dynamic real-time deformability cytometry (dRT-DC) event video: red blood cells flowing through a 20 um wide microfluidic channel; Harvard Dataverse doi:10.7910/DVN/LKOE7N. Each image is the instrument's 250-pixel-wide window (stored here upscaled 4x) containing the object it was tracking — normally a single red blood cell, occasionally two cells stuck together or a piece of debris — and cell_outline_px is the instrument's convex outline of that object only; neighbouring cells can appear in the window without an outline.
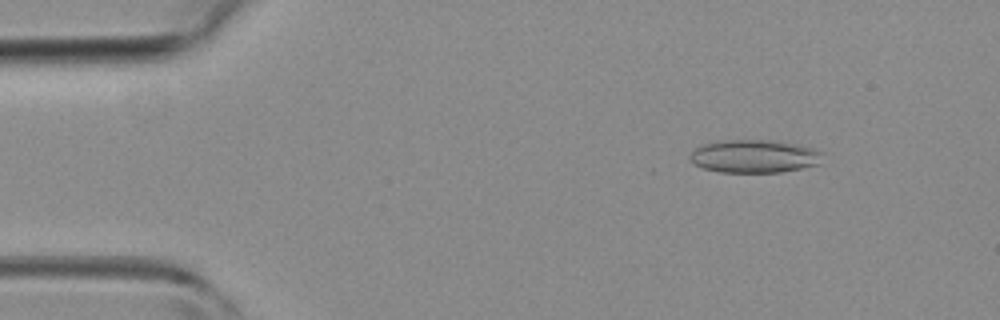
{"species": "common noctule bat (a hibernating species)", "species_latin": "Nyctalus noctula", "temperature_condition": "room temperature", "stored_images_in_passage": 44, "camera_frame_rate_fps": 3000, "um_per_image_px": 0.085, "animal": {"sex": "female", "body_mass_g": 19.3, "forearm_length_mm": 54.1}, "frame": {"image": 1, "passage_image": 5, "time_ms": 1.333, "image_size_px": [1000, 320], "cell_outline_px": [[824, 152], [820, 164], [780, 172], [720, 172], [704, 168], [696, 164], [688, 156], [696, 148], [704, 144], [720, 140], [768, 140], [796, 144], [812, 148]], "centroid_in_image_um": [64.14, 13.28], "position_along_channel_um": 20.9, "area_um2": 25.37}}
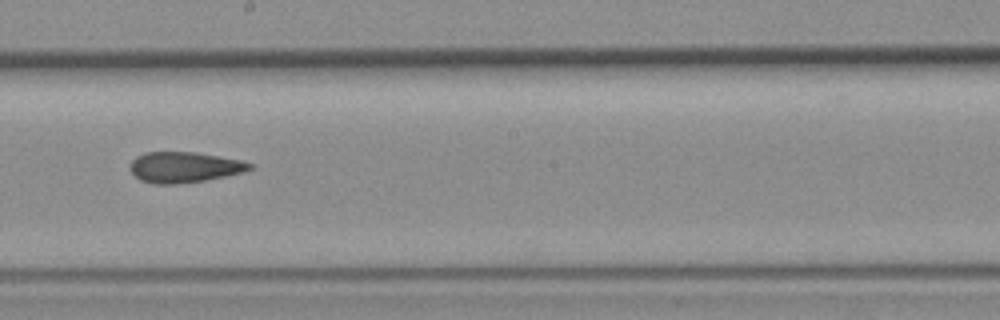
{"frame": {"image": 2, "passage_image": 24, "time_ms": 7.667, "image_size_px": [1000, 320], "cell_outline_px": [[256, 168], [244, 172], [204, 180], [176, 184], [152, 184], [140, 180], [132, 172], [132, 160], [136, 156], [148, 152], [196, 152], [240, 160], [252, 164]], "centroid_in_image_um": [15.69, 14.21], "position_along_channel_um": 232.5, "area_um2": 21.21}}
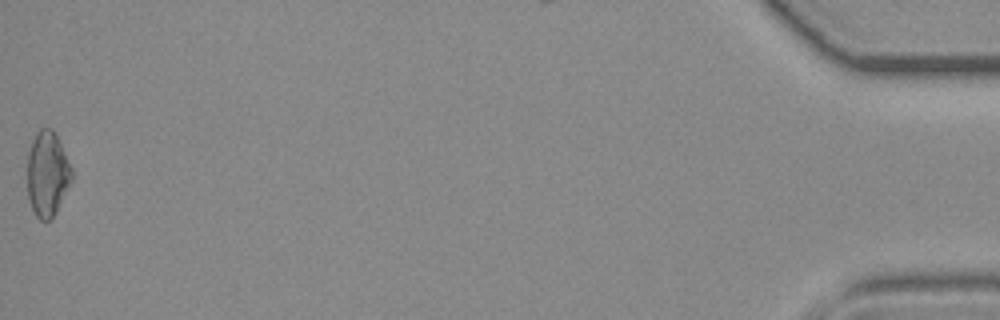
{"frame": {"image": 3, "passage_image": 44, "time_ms": 14.333, "image_size_px": [1000, 320], "cell_outline_px": [[72, 180], [52, 216], [48, 220], [40, 220], [36, 216], [28, 200], [28, 152], [32, 140], [36, 132], [40, 128], [48, 128], [56, 136], [72, 168]], "centroid_in_image_um": [4.0, 14.77], "position_along_channel_um": 431.2, "area_um2": 21.44}}